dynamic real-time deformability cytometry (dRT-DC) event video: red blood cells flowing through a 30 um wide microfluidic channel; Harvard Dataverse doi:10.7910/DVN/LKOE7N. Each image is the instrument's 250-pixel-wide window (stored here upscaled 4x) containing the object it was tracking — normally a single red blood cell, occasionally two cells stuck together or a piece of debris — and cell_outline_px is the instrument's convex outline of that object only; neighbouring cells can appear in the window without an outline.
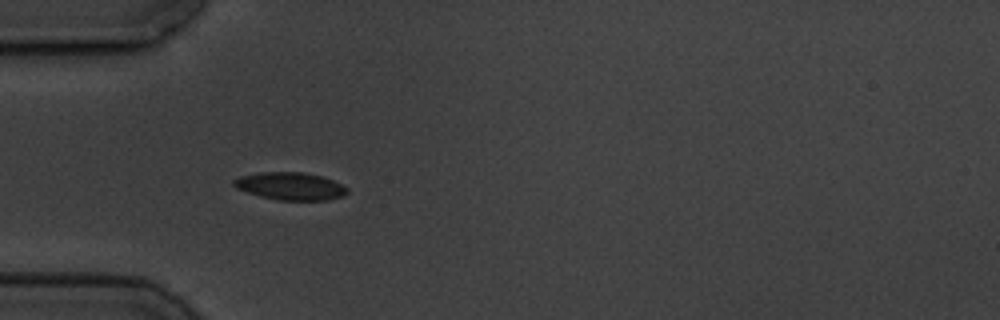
{"species": "common noctule bat (a hibernating species)", "species_latin": "Nyctalus noctula", "temperature_condition": "cold", "stored_images_in_passage": 6, "camera_frame_rate_fps": 3000, "um_per_image_px": 0.085, "animal": {"sex": "male", "body_mass_g": 19.5, "forearm_length_mm": 54.6}, "frame": {"image": 1, "passage_image": 6, "time_ms": 5.667, "image_size_px": [1000, 320], "cell_outline_px": [[348, 192], [344, 196], [328, 200], [276, 200], [260, 196], [236, 188], [232, 184], [232, 180], [240, 176], [260, 172], [304, 172], [324, 176], [348, 188]], "centroid_in_image_um": [24.69, 15.82], "position_along_channel_um": 60.3, "area_um2": 18.38}}